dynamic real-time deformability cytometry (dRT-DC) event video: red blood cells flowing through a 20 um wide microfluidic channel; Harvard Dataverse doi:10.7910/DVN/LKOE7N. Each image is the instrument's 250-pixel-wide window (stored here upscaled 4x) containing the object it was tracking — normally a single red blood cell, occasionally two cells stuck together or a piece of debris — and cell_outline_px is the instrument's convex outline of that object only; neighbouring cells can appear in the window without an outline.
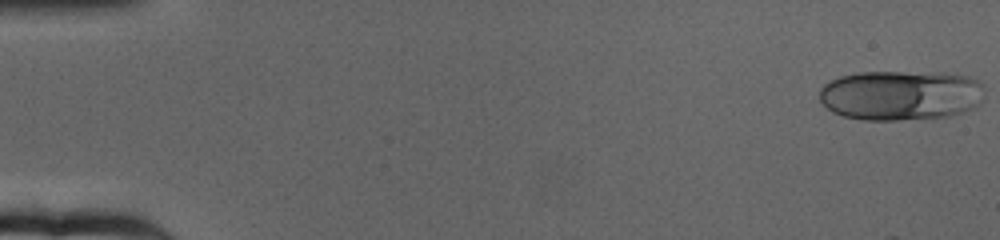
{"species": "human", "species_latin": "Homo sapiens", "temperature_condition": "cold", "stored_images_in_passage": 11, "camera_frame_rate_fps": 3000, "um_per_image_px": 0.085, "donor": {"sex": "female"}, "frame": {"image": 1, "passage_image": 1, "time_ms": 0.0, "image_size_px": [1000, 240], "cell_outline_px": [[984, 100], [976, 108], [948, 116], [896, 120], [860, 120], [844, 116], [832, 112], [820, 100], [820, 88], [824, 84], [840, 76], [856, 72], [900, 72], [968, 76], [976, 80], [984, 88]], "centroid_in_image_um": [76.55, 8.11], "position_along_channel_um": 8.4, "area_um2": 48.03}}